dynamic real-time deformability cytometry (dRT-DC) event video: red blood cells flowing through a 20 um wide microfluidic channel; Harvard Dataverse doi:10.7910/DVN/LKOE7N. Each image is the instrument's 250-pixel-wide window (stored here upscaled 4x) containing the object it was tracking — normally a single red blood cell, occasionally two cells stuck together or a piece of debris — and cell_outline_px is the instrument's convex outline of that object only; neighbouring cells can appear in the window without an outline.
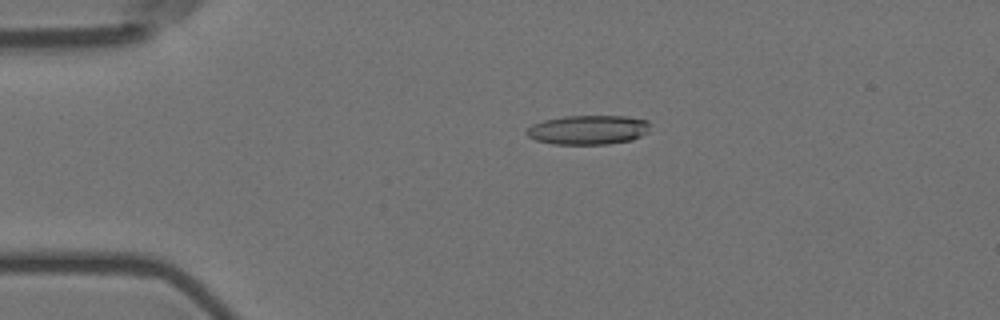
{"species": "Egyptian fruit bat (a non-hibernating species)", "species_latin": "Rousettus aegyptiacus", "temperature_condition": "room temperature", "stored_images_in_passage": 39, "camera_frame_rate_fps": 3000, "um_per_image_px": 0.085, "animal": {"sex": "female"}, "frame": {"image": 1, "passage_image": 3, "time_ms": 0.667, "image_size_px": [1000, 320], "cell_outline_px": [[648, 132], [632, 140], [608, 144], [556, 144], [536, 140], [528, 136], [524, 132], [532, 124], [544, 120], [564, 116], [624, 116], [648, 120]], "centroid_in_image_um": [49.98, 11.03], "position_along_channel_um": 35.0, "area_um2": 21.04}}
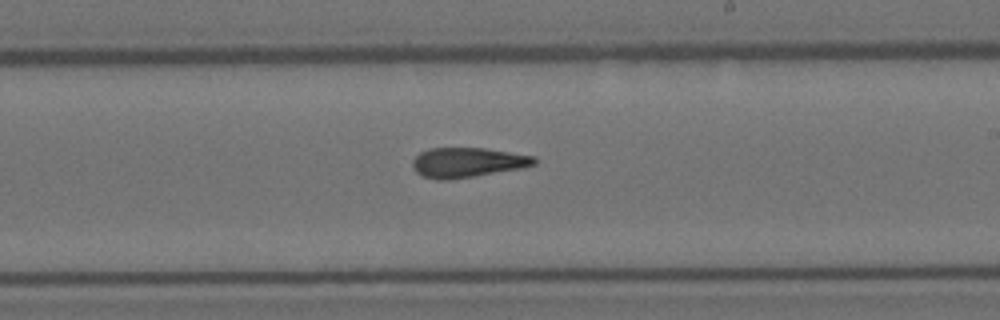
{"frame": {"image": 2, "passage_image": 24, "time_ms": 7.667, "image_size_px": [1000, 320], "cell_outline_px": [[536, 164], [520, 168], [448, 180], [436, 180], [420, 176], [412, 168], [412, 160], [420, 152], [428, 148], [484, 148], [536, 156]], "centroid_in_image_um": [39.68, 13.8], "position_along_channel_um": 249.3, "area_um2": 21.15}}
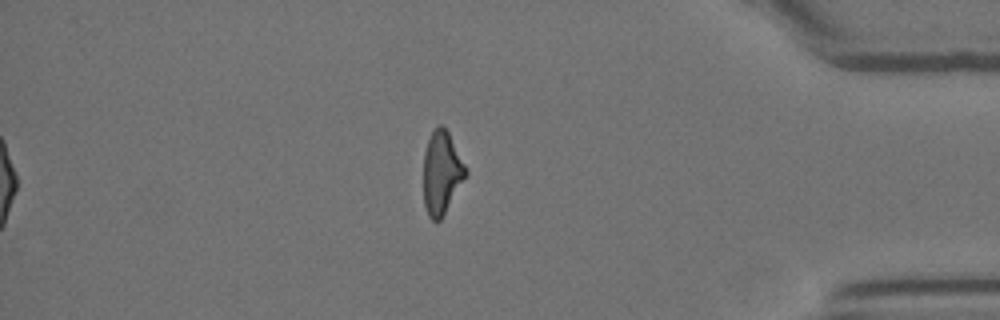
{"frame": {"image": 3, "passage_image": 39, "time_ms": 12.667, "image_size_px": [1000, 320], "cell_outline_px": [[468, 172], [440, 220], [432, 220], [428, 216], [424, 204], [424, 152], [428, 140], [436, 124], [440, 124], [448, 132], [468, 168]], "centroid_in_image_um": [37.54, 14.65], "position_along_channel_um": 397.7, "area_um2": 20.23}, "authors_computed_cell_mechanics": {"area_um2": 21.5016, "velocity_mm_per_s": 3.6387, "shape_relaxation_time_tau1_ms": 10.382, "shape_relaxation_time_tau2_ms": 4.7392, "deformation_change_tau1": 0.2687, "deformation_change_tau2": 0.1666}}